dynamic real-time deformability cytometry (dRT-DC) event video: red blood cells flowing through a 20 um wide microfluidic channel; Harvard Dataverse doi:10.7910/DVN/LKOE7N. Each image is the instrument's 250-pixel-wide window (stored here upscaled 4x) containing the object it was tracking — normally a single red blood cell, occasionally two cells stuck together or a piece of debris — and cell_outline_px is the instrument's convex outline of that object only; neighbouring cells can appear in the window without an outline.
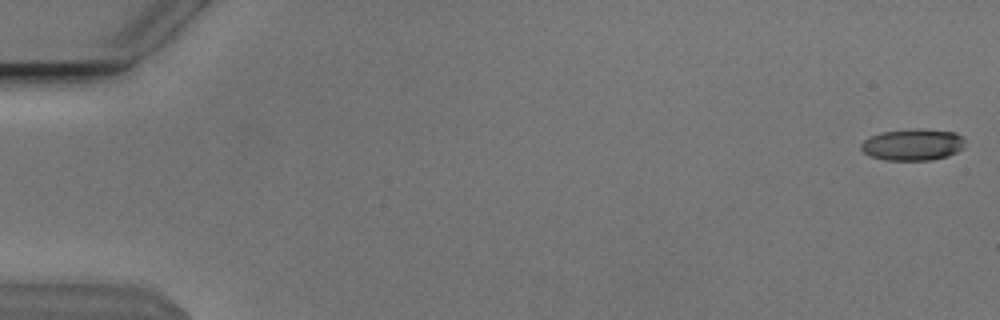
{"species": "Egyptian fruit bat (a non-hibernating species)", "species_latin": "Rousettus aegyptiacus", "temperature_condition": "cold", "stored_images_in_passage": 55, "camera_frame_rate_fps": 3000, "um_per_image_px": 0.085, "animal": {"sex": "male"}, "frame": {"image": 1, "passage_image": 2, "time_ms": 0.333, "image_size_px": [1000, 320], "cell_outline_px": [[964, 148], [948, 156], [932, 160], [884, 160], [872, 156], [864, 152], [860, 148], [860, 144], [864, 140], [872, 136], [884, 132], [912, 128], [920, 128], [956, 132], [964, 140]], "centroid_in_image_um": [77.61, 12.29], "position_along_channel_um": 7.4, "area_um2": 19.19}}
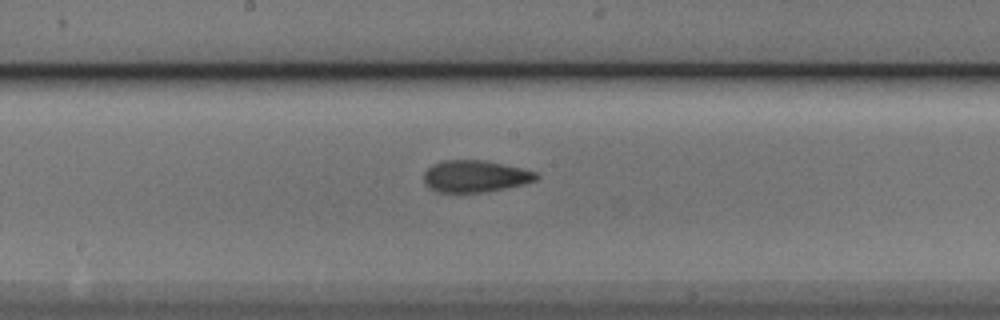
{"frame": {"image": 2, "passage_image": 30, "time_ms": 9.667, "image_size_px": [1000, 320], "cell_outline_px": [[540, 176], [536, 180], [524, 184], [484, 192], [436, 192], [428, 188], [424, 184], [424, 172], [432, 164], [444, 160], [484, 160], [504, 164], [536, 172]], "centroid_in_image_um": [40.36, 14.98], "position_along_channel_um": 207.8, "area_um2": 20.92}}
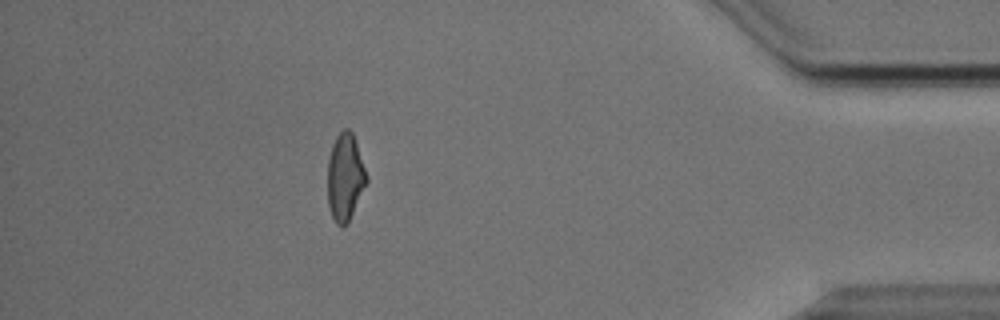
{"frame": {"image": 3, "passage_image": 49, "time_ms": 16.0, "image_size_px": [1000, 320], "cell_outline_px": [[368, 180], [348, 224], [344, 228], [336, 224], [332, 216], [328, 204], [328, 160], [332, 144], [336, 136], [344, 128], [348, 128], [352, 132]], "centroid_in_image_um": [29.32, 15.1], "position_along_channel_um": 405.9, "area_um2": 19.65}, "authors_computed_cell_mechanics": {"area_um2": 20.4034, "velocity_mm_per_s": 3.8506, "shape_relaxation_time_tau1_ms": 5.2323, "shape_relaxation_time_tau2_ms": 2.5376, "deformation_change_tau1": 0.1629, "deformation_change_tau2": 0.0921}}